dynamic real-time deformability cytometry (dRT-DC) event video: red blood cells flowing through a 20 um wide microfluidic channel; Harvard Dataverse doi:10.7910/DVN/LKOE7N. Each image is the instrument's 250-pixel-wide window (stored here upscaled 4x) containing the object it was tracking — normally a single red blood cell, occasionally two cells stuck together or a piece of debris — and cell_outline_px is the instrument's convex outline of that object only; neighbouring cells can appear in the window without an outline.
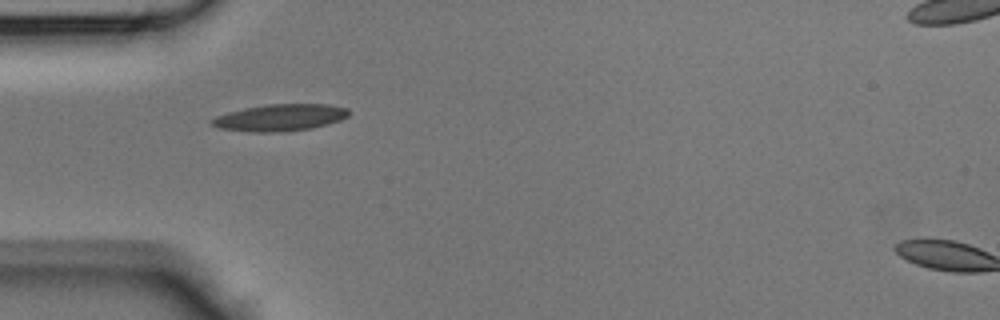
{"species": "Egyptian fruit bat (a non-hibernating species)", "species_latin": "Rousettus aegyptiacus", "temperature_condition": "room temperature", "stored_images_in_passage": 20, "segment_of_instrument_passage": [1, 2], "camera_frame_rate_fps": 3000, "um_per_image_px": 0.085, "animal": {"sex": "male"}, "frame": {"image": 1, "passage_image": 1, "time_ms": 0.0, "image_size_px": [1000, 320], "cell_outline_px": [[348, 116], [340, 120], [308, 128], [276, 132], [252, 132], [220, 128], [208, 124], [208, 120], [216, 116], [228, 112], [244, 108], [268, 104], [328, 104], [348, 108]], "centroid_in_image_um": [23.73, 9.98], "position_along_channel_um": 61.3, "area_um2": 21.21}}
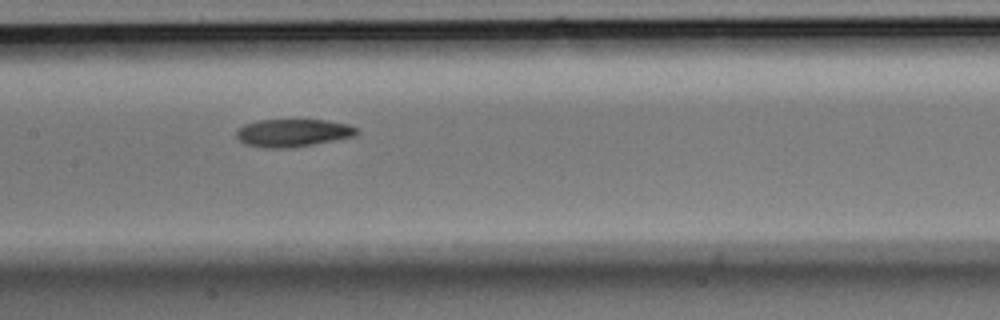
{"frame": {"image": 2, "passage_image": 9, "time_ms": 2.667, "image_size_px": [1000, 320], "cell_outline_px": [[356, 132], [352, 136], [292, 148], [264, 148], [244, 144], [236, 136], [236, 132], [244, 124], [260, 120], [324, 120], [348, 124], [356, 128]], "centroid_in_image_um": [24.82, 11.29], "position_along_channel_um": 182.6, "area_um2": 19.13}}
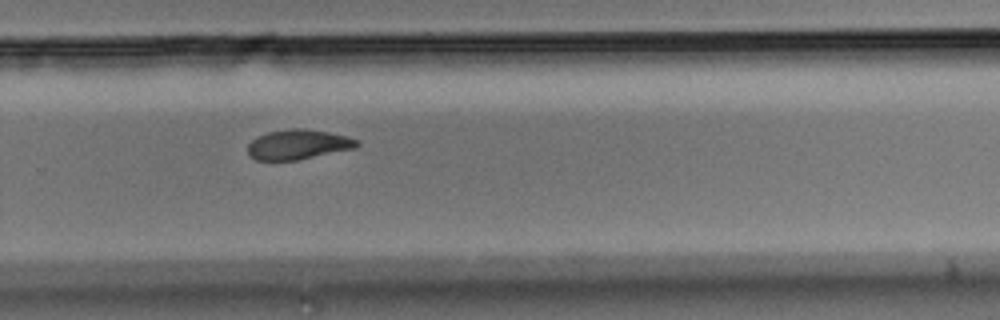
{"frame": {"image": 3, "passage_image": 17, "time_ms": 5.333, "image_size_px": [1000, 320], "cell_outline_px": [[360, 144], [356, 148], [296, 160], [256, 160], [248, 152], [248, 144], [256, 136], [268, 132], [292, 128], [304, 128], [328, 132], [348, 136], [360, 140]], "centroid_in_image_um": [25.37, 12.27], "position_along_channel_um": 304.4, "area_um2": 19.02}}